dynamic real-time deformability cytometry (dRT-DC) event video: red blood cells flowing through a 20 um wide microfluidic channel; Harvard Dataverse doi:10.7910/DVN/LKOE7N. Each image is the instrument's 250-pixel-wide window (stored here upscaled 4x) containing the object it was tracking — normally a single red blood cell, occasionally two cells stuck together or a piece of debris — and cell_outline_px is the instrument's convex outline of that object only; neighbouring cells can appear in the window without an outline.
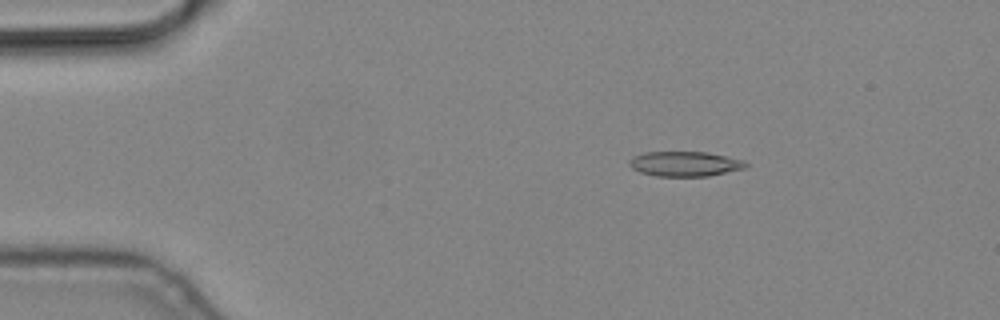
{"species": "common noctule bat (a hibernating species)", "species_latin": "Nyctalus noctula", "temperature_condition": "cold", "stored_images_in_passage": 3, "camera_frame_rate_fps": 3000, "um_per_image_px": 0.085, "animal": {"sex": "male", "body_mass_g": 19.2, "forearm_length_mm": 51.8}, "frame": {"image": 1, "passage_image": 1, "time_ms": 0.0, "image_size_px": [1000, 320], "cell_outline_px": [[748, 168], [708, 176], [656, 176], [640, 172], [632, 168], [628, 164], [628, 160], [632, 156], [644, 152], [708, 152], [744, 160], [748, 164]], "centroid_in_image_um": [58.22, 13.92], "position_along_channel_um": 26.8, "area_um2": 17.11}}